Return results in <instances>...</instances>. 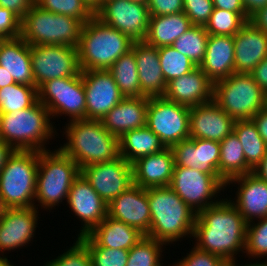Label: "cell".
I'll return each instance as SVG.
<instances>
[{
  "mask_svg": "<svg viewBox=\"0 0 267 266\" xmlns=\"http://www.w3.org/2000/svg\"><path fill=\"white\" fill-rule=\"evenodd\" d=\"M246 230L243 216L225 195L218 203L197 214L192 244L225 261L238 262V257L244 254Z\"/></svg>",
  "mask_w": 267,
  "mask_h": 266,
  "instance_id": "1",
  "label": "cell"
},
{
  "mask_svg": "<svg viewBox=\"0 0 267 266\" xmlns=\"http://www.w3.org/2000/svg\"><path fill=\"white\" fill-rule=\"evenodd\" d=\"M56 122L49 110L36 101L31 107L0 114V141L18 151H49L53 139L59 138Z\"/></svg>",
  "mask_w": 267,
  "mask_h": 266,
  "instance_id": "2",
  "label": "cell"
},
{
  "mask_svg": "<svg viewBox=\"0 0 267 266\" xmlns=\"http://www.w3.org/2000/svg\"><path fill=\"white\" fill-rule=\"evenodd\" d=\"M147 196L151 227L146 236L167 246L188 238L192 239L197 214L176 192L169 186L151 187L147 188Z\"/></svg>",
  "mask_w": 267,
  "mask_h": 266,
  "instance_id": "3",
  "label": "cell"
},
{
  "mask_svg": "<svg viewBox=\"0 0 267 266\" xmlns=\"http://www.w3.org/2000/svg\"><path fill=\"white\" fill-rule=\"evenodd\" d=\"M58 149L71 157L79 169L86 165L108 162L119 156V138L108 132L101 120H73L65 122ZM66 140V141H65Z\"/></svg>",
  "mask_w": 267,
  "mask_h": 266,
  "instance_id": "4",
  "label": "cell"
},
{
  "mask_svg": "<svg viewBox=\"0 0 267 266\" xmlns=\"http://www.w3.org/2000/svg\"><path fill=\"white\" fill-rule=\"evenodd\" d=\"M134 41L117 29L104 24L95 15L84 23L77 46L79 66L84 70H108Z\"/></svg>",
  "mask_w": 267,
  "mask_h": 266,
  "instance_id": "5",
  "label": "cell"
},
{
  "mask_svg": "<svg viewBox=\"0 0 267 266\" xmlns=\"http://www.w3.org/2000/svg\"><path fill=\"white\" fill-rule=\"evenodd\" d=\"M79 174L77 163L58 148L39 152L34 207L49 213L56 207L61 209L60 204L67 202L72 183Z\"/></svg>",
  "mask_w": 267,
  "mask_h": 266,
  "instance_id": "6",
  "label": "cell"
},
{
  "mask_svg": "<svg viewBox=\"0 0 267 266\" xmlns=\"http://www.w3.org/2000/svg\"><path fill=\"white\" fill-rule=\"evenodd\" d=\"M84 23L62 14H54L34 4L21 19L20 37L31 45L77 47Z\"/></svg>",
  "mask_w": 267,
  "mask_h": 266,
  "instance_id": "7",
  "label": "cell"
},
{
  "mask_svg": "<svg viewBox=\"0 0 267 266\" xmlns=\"http://www.w3.org/2000/svg\"><path fill=\"white\" fill-rule=\"evenodd\" d=\"M39 151L15 150L0 171V196L4 207H34Z\"/></svg>",
  "mask_w": 267,
  "mask_h": 266,
  "instance_id": "8",
  "label": "cell"
},
{
  "mask_svg": "<svg viewBox=\"0 0 267 266\" xmlns=\"http://www.w3.org/2000/svg\"><path fill=\"white\" fill-rule=\"evenodd\" d=\"M213 101L234 120L252 119L266 107V93L251 74L233 73L214 84Z\"/></svg>",
  "mask_w": 267,
  "mask_h": 266,
  "instance_id": "9",
  "label": "cell"
},
{
  "mask_svg": "<svg viewBox=\"0 0 267 266\" xmlns=\"http://www.w3.org/2000/svg\"><path fill=\"white\" fill-rule=\"evenodd\" d=\"M195 212L218 203L226 193V182L193 168L175 166L169 186Z\"/></svg>",
  "mask_w": 267,
  "mask_h": 266,
  "instance_id": "10",
  "label": "cell"
},
{
  "mask_svg": "<svg viewBox=\"0 0 267 266\" xmlns=\"http://www.w3.org/2000/svg\"><path fill=\"white\" fill-rule=\"evenodd\" d=\"M37 93L38 101L49 110L52 120L60 119L63 115L67 122L86 119V97L81 72L73 77L49 80L37 89Z\"/></svg>",
  "mask_w": 267,
  "mask_h": 266,
  "instance_id": "11",
  "label": "cell"
},
{
  "mask_svg": "<svg viewBox=\"0 0 267 266\" xmlns=\"http://www.w3.org/2000/svg\"><path fill=\"white\" fill-rule=\"evenodd\" d=\"M190 108L163 96L149 97L146 126L166 148L190 138Z\"/></svg>",
  "mask_w": 267,
  "mask_h": 266,
  "instance_id": "12",
  "label": "cell"
},
{
  "mask_svg": "<svg viewBox=\"0 0 267 266\" xmlns=\"http://www.w3.org/2000/svg\"><path fill=\"white\" fill-rule=\"evenodd\" d=\"M30 53L37 89L49 80L73 77L81 72L77 47L31 45Z\"/></svg>",
  "mask_w": 267,
  "mask_h": 266,
  "instance_id": "13",
  "label": "cell"
},
{
  "mask_svg": "<svg viewBox=\"0 0 267 266\" xmlns=\"http://www.w3.org/2000/svg\"><path fill=\"white\" fill-rule=\"evenodd\" d=\"M95 16L134 42L144 41L146 38L150 19L147 3L110 0L95 12Z\"/></svg>",
  "mask_w": 267,
  "mask_h": 266,
  "instance_id": "14",
  "label": "cell"
},
{
  "mask_svg": "<svg viewBox=\"0 0 267 266\" xmlns=\"http://www.w3.org/2000/svg\"><path fill=\"white\" fill-rule=\"evenodd\" d=\"M80 173L107 205L133 185L132 164L123 157L86 165Z\"/></svg>",
  "mask_w": 267,
  "mask_h": 266,
  "instance_id": "15",
  "label": "cell"
},
{
  "mask_svg": "<svg viewBox=\"0 0 267 266\" xmlns=\"http://www.w3.org/2000/svg\"><path fill=\"white\" fill-rule=\"evenodd\" d=\"M39 211L35 207L5 209L0 217V256L33 244L38 221H43Z\"/></svg>",
  "mask_w": 267,
  "mask_h": 266,
  "instance_id": "16",
  "label": "cell"
},
{
  "mask_svg": "<svg viewBox=\"0 0 267 266\" xmlns=\"http://www.w3.org/2000/svg\"><path fill=\"white\" fill-rule=\"evenodd\" d=\"M66 205L71 214L81 222L77 237L88 234L107 216V203L97 194L80 173L73 181ZM77 216V217H76Z\"/></svg>",
  "mask_w": 267,
  "mask_h": 266,
  "instance_id": "17",
  "label": "cell"
},
{
  "mask_svg": "<svg viewBox=\"0 0 267 266\" xmlns=\"http://www.w3.org/2000/svg\"><path fill=\"white\" fill-rule=\"evenodd\" d=\"M86 97V119L101 120L124 96L109 70L81 71Z\"/></svg>",
  "mask_w": 267,
  "mask_h": 266,
  "instance_id": "18",
  "label": "cell"
},
{
  "mask_svg": "<svg viewBox=\"0 0 267 266\" xmlns=\"http://www.w3.org/2000/svg\"><path fill=\"white\" fill-rule=\"evenodd\" d=\"M236 185V186H235ZM232 187V188H230ZM233 187H235L233 189ZM230 188L235 197L226 196L238 209L247 224L267 217V182L249 173L234 177L226 183V193ZM236 191V192H235Z\"/></svg>",
  "mask_w": 267,
  "mask_h": 266,
  "instance_id": "19",
  "label": "cell"
},
{
  "mask_svg": "<svg viewBox=\"0 0 267 266\" xmlns=\"http://www.w3.org/2000/svg\"><path fill=\"white\" fill-rule=\"evenodd\" d=\"M107 216L147 235L151 227L147 189L135 184L130 186L108 204Z\"/></svg>",
  "mask_w": 267,
  "mask_h": 266,
  "instance_id": "20",
  "label": "cell"
},
{
  "mask_svg": "<svg viewBox=\"0 0 267 266\" xmlns=\"http://www.w3.org/2000/svg\"><path fill=\"white\" fill-rule=\"evenodd\" d=\"M234 123L213 100L190 107V138L221 142L233 132Z\"/></svg>",
  "mask_w": 267,
  "mask_h": 266,
  "instance_id": "21",
  "label": "cell"
},
{
  "mask_svg": "<svg viewBox=\"0 0 267 266\" xmlns=\"http://www.w3.org/2000/svg\"><path fill=\"white\" fill-rule=\"evenodd\" d=\"M175 166L219 176L220 142L189 138L171 147Z\"/></svg>",
  "mask_w": 267,
  "mask_h": 266,
  "instance_id": "22",
  "label": "cell"
},
{
  "mask_svg": "<svg viewBox=\"0 0 267 266\" xmlns=\"http://www.w3.org/2000/svg\"><path fill=\"white\" fill-rule=\"evenodd\" d=\"M213 86L214 84L197 66L191 72L167 82L163 97L190 108L212 101Z\"/></svg>",
  "mask_w": 267,
  "mask_h": 266,
  "instance_id": "23",
  "label": "cell"
},
{
  "mask_svg": "<svg viewBox=\"0 0 267 266\" xmlns=\"http://www.w3.org/2000/svg\"><path fill=\"white\" fill-rule=\"evenodd\" d=\"M233 39L235 73L250 74L267 57V34L248 21Z\"/></svg>",
  "mask_w": 267,
  "mask_h": 266,
  "instance_id": "24",
  "label": "cell"
},
{
  "mask_svg": "<svg viewBox=\"0 0 267 266\" xmlns=\"http://www.w3.org/2000/svg\"><path fill=\"white\" fill-rule=\"evenodd\" d=\"M174 167L171 148L141 157L132 163L133 184L145 189L170 186Z\"/></svg>",
  "mask_w": 267,
  "mask_h": 266,
  "instance_id": "25",
  "label": "cell"
},
{
  "mask_svg": "<svg viewBox=\"0 0 267 266\" xmlns=\"http://www.w3.org/2000/svg\"><path fill=\"white\" fill-rule=\"evenodd\" d=\"M149 97H124L102 119L104 128L120 138L125 132L146 126Z\"/></svg>",
  "mask_w": 267,
  "mask_h": 266,
  "instance_id": "26",
  "label": "cell"
},
{
  "mask_svg": "<svg viewBox=\"0 0 267 266\" xmlns=\"http://www.w3.org/2000/svg\"><path fill=\"white\" fill-rule=\"evenodd\" d=\"M234 58L233 36L209 35L206 53L199 67L215 84L235 73Z\"/></svg>",
  "mask_w": 267,
  "mask_h": 266,
  "instance_id": "27",
  "label": "cell"
},
{
  "mask_svg": "<svg viewBox=\"0 0 267 266\" xmlns=\"http://www.w3.org/2000/svg\"><path fill=\"white\" fill-rule=\"evenodd\" d=\"M134 55L142 94L146 97L163 96L167 83L160 66L158 48L145 41L134 42Z\"/></svg>",
  "mask_w": 267,
  "mask_h": 266,
  "instance_id": "28",
  "label": "cell"
},
{
  "mask_svg": "<svg viewBox=\"0 0 267 266\" xmlns=\"http://www.w3.org/2000/svg\"><path fill=\"white\" fill-rule=\"evenodd\" d=\"M0 66L15 83L35 86L30 45L21 37L0 40Z\"/></svg>",
  "mask_w": 267,
  "mask_h": 266,
  "instance_id": "29",
  "label": "cell"
},
{
  "mask_svg": "<svg viewBox=\"0 0 267 266\" xmlns=\"http://www.w3.org/2000/svg\"><path fill=\"white\" fill-rule=\"evenodd\" d=\"M86 236L99 247L129 250L145 235L137 228L106 216Z\"/></svg>",
  "mask_w": 267,
  "mask_h": 266,
  "instance_id": "30",
  "label": "cell"
},
{
  "mask_svg": "<svg viewBox=\"0 0 267 266\" xmlns=\"http://www.w3.org/2000/svg\"><path fill=\"white\" fill-rule=\"evenodd\" d=\"M184 12L150 16L145 42L157 48L171 46L176 39L192 27Z\"/></svg>",
  "mask_w": 267,
  "mask_h": 266,
  "instance_id": "31",
  "label": "cell"
},
{
  "mask_svg": "<svg viewBox=\"0 0 267 266\" xmlns=\"http://www.w3.org/2000/svg\"><path fill=\"white\" fill-rule=\"evenodd\" d=\"M165 148L160 138L147 126L127 131L119 138V156L131 164L141 157L159 153Z\"/></svg>",
  "mask_w": 267,
  "mask_h": 266,
  "instance_id": "32",
  "label": "cell"
},
{
  "mask_svg": "<svg viewBox=\"0 0 267 266\" xmlns=\"http://www.w3.org/2000/svg\"><path fill=\"white\" fill-rule=\"evenodd\" d=\"M252 172L246 163L242 144L232 132L220 142L219 176L227 183L234 177Z\"/></svg>",
  "mask_w": 267,
  "mask_h": 266,
  "instance_id": "33",
  "label": "cell"
},
{
  "mask_svg": "<svg viewBox=\"0 0 267 266\" xmlns=\"http://www.w3.org/2000/svg\"><path fill=\"white\" fill-rule=\"evenodd\" d=\"M233 132L242 144L247 165L254 170L266 154V142L252 119L235 120Z\"/></svg>",
  "mask_w": 267,
  "mask_h": 266,
  "instance_id": "34",
  "label": "cell"
},
{
  "mask_svg": "<svg viewBox=\"0 0 267 266\" xmlns=\"http://www.w3.org/2000/svg\"><path fill=\"white\" fill-rule=\"evenodd\" d=\"M134 55V43L131 50L123 54L108 69L124 97H142L138 69Z\"/></svg>",
  "mask_w": 267,
  "mask_h": 266,
  "instance_id": "35",
  "label": "cell"
},
{
  "mask_svg": "<svg viewBox=\"0 0 267 266\" xmlns=\"http://www.w3.org/2000/svg\"><path fill=\"white\" fill-rule=\"evenodd\" d=\"M38 100L36 86L14 83L0 88V114L31 107Z\"/></svg>",
  "mask_w": 267,
  "mask_h": 266,
  "instance_id": "36",
  "label": "cell"
},
{
  "mask_svg": "<svg viewBox=\"0 0 267 266\" xmlns=\"http://www.w3.org/2000/svg\"><path fill=\"white\" fill-rule=\"evenodd\" d=\"M165 243L157 241L151 237L143 236V238L129 249V255L126 266H159L166 252L169 250ZM165 247V248H164ZM165 249V250H164ZM163 253V254H162Z\"/></svg>",
  "mask_w": 267,
  "mask_h": 266,
  "instance_id": "37",
  "label": "cell"
},
{
  "mask_svg": "<svg viewBox=\"0 0 267 266\" xmlns=\"http://www.w3.org/2000/svg\"><path fill=\"white\" fill-rule=\"evenodd\" d=\"M209 34L204 26L193 25L171 45L181 54L186 55L196 66H199L206 53Z\"/></svg>",
  "mask_w": 267,
  "mask_h": 266,
  "instance_id": "38",
  "label": "cell"
},
{
  "mask_svg": "<svg viewBox=\"0 0 267 266\" xmlns=\"http://www.w3.org/2000/svg\"><path fill=\"white\" fill-rule=\"evenodd\" d=\"M248 21L247 14L214 8L205 29L209 35L234 36Z\"/></svg>",
  "mask_w": 267,
  "mask_h": 266,
  "instance_id": "39",
  "label": "cell"
},
{
  "mask_svg": "<svg viewBox=\"0 0 267 266\" xmlns=\"http://www.w3.org/2000/svg\"><path fill=\"white\" fill-rule=\"evenodd\" d=\"M159 62L167 82L191 72L197 66L186 56L172 46L158 48Z\"/></svg>",
  "mask_w": 267,
  "mask_h": 266,
  "instance_id": "40",
  "label": "cell"
},
{
  "mask_svg": "<svg viewBox=\"0 0 267 266\" xmlns=\"http://www.w3.org/2000/svg\"><path fill=\"white\" fill-rule=\"evenodd\" d=\"M244 256L251 261L267 260V217L247 224Z\"/></svg>",
  "mask_w": 267,
  "mask_h": 266,
  "instance_id": "41",
  "label": "cell"
},
{
  "mask_svg": "<svg viewBox=\"0 0 267 266\" xmlns=\"http://www.w3.org/2000/svg\"><path fill=\"white\" fill-rule=\"evenodd\" d=\"M35 4L46 11L73 17L83 23L95 15L83 0H35Z\"/></svg>",
  "mask_w": 267,
  "mask_h": 266,
  "instance_id": "42",
  "label": "cell"
},
{
  "mask_svg": "<svg viewBox=\"0 0 267 266\" xmlns=\"http://www.w3.org/2000/svg\"><path fill=\"white\" fill-rule=\"evenodd\" d=\"M78 238L87 246L93 266H126L129 250L96 246L86 235Z\"/></svg>",
  "mask_w": 267,
  "mask_h": 266,
  "instance_id": "43",
  "label": "cell"
},
{
  "mask_svg": "<svg viewBox=\"0 0 267 266\" xmlns=\"http://www.w3.org/2000/svg\"><path fill=\"white\" fill-rule=\"evenodd\" d=\"M75 239L56 258L44 260L43 266H93L87 246L78 237Z\"/></svg>",
  "mask_w": 267,
  "mask_h": 266,
  "instance_id": "44",
  "label": "cell"
},
{
  "mask_svg": "<svg viewBox=\"0 0 267 266\" xmlns=\"http://www.w3.org/2000/svg\"><path fill=\"white\" fill-rule=\"evenodd\" d=\"M214 9L212 0H184L183 12L192 25L204 26L208 23Z\"/></svg>",
  "mask_w": 267,
  "mask_h": 266,
  "instance_id": "45",
  "label": "cell"
},
{
  "mask_svg": "<svg viewBox=\"0 0 267 266\" xmlns=\"http://www.w3.org/2000/svg\"><path fill=\"white\" fill-rule=\"evenodd\" d=\"M186 251L185 256L174 261L176 266H221L225 262L222 257L202 251L196 246L186 249Z\"/></svg>",
  "mask_w": 267,
  "mask_h": 266,
  "instance_id": "46",
  "label": "cell"
},
{
  "mask_svg": "<svg viewBox=\"0 0 267 266\" xmlns=\"http://www.w3.org/2000/svg\"><path fill=\"white\" fill-rule=\"evenodd\" d=\"M21 19L12 11L0 7V38L20 37Z\"/></svg>",
  "mask_w": 267,
  "mask_h": 266,
  "instance_id": "47",
  "label": "cell"
},
{
  "mask_svg": "<svg viewBox=\"0 0 267 266\" xmlns=\"http://www.w3.org/2000/svg\"><path fill=\"white\" fill-rule=\"evenodd\" d=\"M184 0H148L150 16L170 15L183 12Z\"/></svg>",
  "mask_w": 267,
  "mask_h": 266,
  "instance_id": "48",
  "label": "cell"
},
{
  "mask_svg": "<svg viewBox=\"0 0 267 266\" xmlns=\"http://www.w3.org/2000/svg\"><path fill=\"white\" fill-rule=\"evenodd\" d=\"M35 4V0H0V7L6 8L15 13L20 19Z\"/></svg>",
  "mask_w": 267,
  "mask_h": 266,
  "instance_id": "49",
  "label": "cell"
},
{
  "mask_svg": "<svg viewBox=\"0 0 267 266\" xmlns=\"http://www.w3.org/2000/svg\"><path fill=\"white\" fill-rule=\"evenodd\" d=\"M250 74L255 82L267 94V57L263 59Z\"/></svg>",
  "mask_w": 267,
  "mask_h": 266,
  "instance_id": "50",
  "label": "cell"
},
{
  "mask_svg": "<svg viewBox=\"0 0 267 266\" xmlns=\"http://www.w3.org/2000/svg\"><path fill=\"white\" fill-rule=\"evenodd\" d=\"M214 8L224 9L238 14H247L241 0H212Z\"/></svg>",
  "mask_w": 267,
  "mask_h": 266,
  "instance_id": "51",
  "label": "cell"
},
{
  "mask_svg": "<svg viewBox=\"0 0 267 266\" xmlns=\"http://www.w3.org/2000/svg\"><path fill=\"white\" fill-rule=\"evenodd\" d=\"M257 130L267 144V107L258 111L253 117Z\"/></svg>",
  "mask_w": 267,
  "mask_h": 266,
  "instance_id": "52",
  "label": "cell"
},
{
  "mask_svg": "<svg viewBox=\"0 0 267 266\" xmlns=\"http://www.w3.org/2000/svg\"><path fill=\"white\" fill-rule=\"evenodd\" d=\"M249 21L258 29L267 34V5L254 13Z\"/></svg>",
  "mask_w": 267,
  "mask_h": 266,
  "instance_id": "53",
  "label": "cell"
},
{
  "mask_svg": "<svg viewBox=\"0 0 267 266\" xmlns=\"http://www.w3.org/2000/svg\"><path fill=\"white\" fill-rule=\"evenodd\" d=\"M247 17L250 18L258 10L267 5V0H241Z\"/></svg>",
  "mask_w": 267,
  "mask_h": 266,
  "instance_id": "54",
  "label": "cell"
},
{
  "mask_svg": "<svg viewBox=\"0 0 267 266\" xmlns=\"http://www.w3.org/2000/svg\"><path fill=\"white\" fill-rule=\"evenodd\" d=\"M15 150L7 143L0 141V171Z\"/></svg>",
  "mask_w": 267,
  "mask_h": 266,
  "instance_id": "55",
  "label": "cell"
},
{
  "mask_svg": "<svg viewBox=\"0 0 267 266\" xmlns=\"http://www.w3.org/2000/svg\"><path fill=\"white\" fill-rule=\"evenodd\" d=\"M252 173L259 179L267 182V151L262 161L256 166Z\"/></svg>",
  "mask_w": 267,
  "mask_h": 266,
  "instance_id": "56",
  "label": "cell"
},
{
  "mask_svg": "<svg viewBox=\"0 0 267 266\" xmlns=\"http://www.w3.org/2000/svg\"><path fill=\"white\" fill-rule=\"evenodd\" d=\"M15 81L13 80L12 76L0 66V88L6 87L8 85L14 84Z\"/></svg>",
  "mask_w": 267,
  "mask_h": 266,
  "instance_id": "57",
  "label": "cell"
},
{
  "mask_svg": "<svg viewBox=\"0 0 267 266\" xmlns=\"http://www.w3.org/2000/svg\"><path fill=\"white\" fill-rule=\"evenodd\" d=\"M86 5L95 13L100 8V0H83Z\"/></svg>",
  "mask_w": 267,
  "mask_h": 266,
  "instance_id": "58",
  "label": "cell"
},
{
  "mask_svg": "<svg viewBox=\"0 0 267 266\" xmlns=\"http://www.w3.org/2000/svg\"><path fill=\"white\" fill-rule=\"evenodd\" d=\"M263 261V262H262ZM256 260L255 262H251V261H249V262H247V263H242V264H239V263H237L236 262V266H267V260L265 259V260Z\"/></svg>",
  "mask_w": 267,
  "mask_h": 266,
  "instance_id": "59",
  "label": "cell"
},
{
  "mask_svg": "<svg viewBox=\"0 0 267 266\" xmlns=\"http://www.w3.org/2000/svg\"><path fill=\"white\" fill-rule=\"evenodd\" d=\"M0 266H14V263H11L10 259H8V256H0Z\"/></svg>",
  "mask_w": 267,
  "mask_h": 266,
  "instance_id": "60",
  "label": "cell"
},
{
  "mask_svg": "<svg viewBox=\"0 0 267 266\" xmlns=\"http://www.w3.org/2000/svg\"><path fill=\"white\" fill-rule=\"evenodd\" d=\"M221 266H236L234 261H225Z\"/></svg>",
  "mask_w": 267,
  "mask_h": 266,
  "instance_id": "61",
  "label": "cell"
},
{
  "mask_svg": "<svg viewBox=\"0 0 267 266\" xmlns=\"http://www.w3.org/2000/svg\"><path fill=\"white\" fill-rule=\"evenodd\" d=\"M5 207H4V205H3V203H2V200H1V196H0V217L2 216V214L4 213V211H5Z\"/></svg>",
  "mask_w": 267,
  "mask_h": 266,
  "instance_id": "62",
  "label": "cell"
},
{
  "mask_svg": "<svg viewBox=\"0 0 267 266\" xmlns=\"http://www.w3.org/2000/svg\"><path fill=\"white\" fill-rule=\"evenodd\" d=\"M129 1H132V2H141V3H147L148 0H129Z\"/></svg>",
  "mask_w": 267,
  "mask_h": 266,
  "instance_id": "63",
  "label": "cell"
},
{
  "mask_svg": "<svg viewBox=\"0 0 267 266\" xmlns=\"http://www.w3.org/2000/svg\"><path fill=\"white\" fill-rule=\"evenodd\" d=\"M163 264H164V263L162 262L159 266H174V265H175L174 262H172V264L170 263V264H168V265H167V264H166V265H165V264L163 265Z\"/></svg>",
  "mask_w": 267,
  "mask_h": 266,
  "instance_id": "64",
  "label": "cell"
},
{
  "mask_svg": "<svg viewBox=\"0 0 267 266\" xmlns=\"http://www.w3.org/2000/svg\"><path fill=\"white\" fill-rule=\"evenodd\" d=\"M107 1H110V0H100V7Z\"/></svg>",
  "mask_w": 267,
  "mask_h": 266,
  "instance_id": "65",
  "label": "cell"
}]
</instances>
